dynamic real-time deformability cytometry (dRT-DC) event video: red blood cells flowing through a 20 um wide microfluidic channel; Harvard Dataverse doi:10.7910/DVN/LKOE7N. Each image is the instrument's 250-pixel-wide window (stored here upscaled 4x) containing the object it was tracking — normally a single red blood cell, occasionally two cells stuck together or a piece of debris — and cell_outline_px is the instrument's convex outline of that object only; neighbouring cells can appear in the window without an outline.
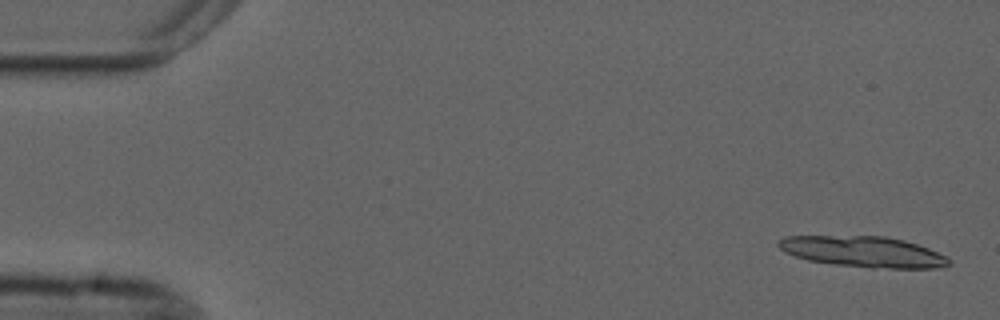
{"species": "common noctule bat (a hibernating species)", "species_latin": "Nyctalus noctula", "temperature_condition": "cold", "stored_images_in_passage": 14, "camera_frame_rate_fps": 3000, "um_per_image_px": 0.085, "animal": {"sex": "male", "forearm_length_mm": 52.5}, "frame": {"image": 1, "passage_image": 2, "time_ms": 0.333, "image_size_px": [1000, 320], "cell_outline_px": [[952, 264], [936, 268], [868, 268], [836, 264], [808, 260], [784, 252], [776, 244], [776, 240], [784, 236], [884, 236], [904, 240], [928, 248], [948, 256], [952, 260]], "centroid_in_image_um": [73.39, 21.39], "position_along_channel_um": 11.6, "area_um2": 30.81}}